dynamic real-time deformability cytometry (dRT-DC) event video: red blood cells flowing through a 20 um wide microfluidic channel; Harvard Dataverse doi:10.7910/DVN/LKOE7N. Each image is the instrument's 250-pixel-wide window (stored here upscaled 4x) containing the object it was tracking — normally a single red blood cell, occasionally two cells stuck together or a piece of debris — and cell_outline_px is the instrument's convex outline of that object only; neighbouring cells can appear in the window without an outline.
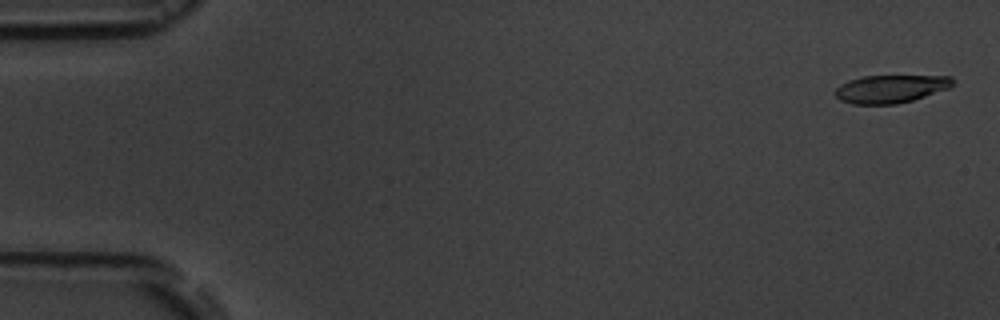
{"species": "common noctule bat (a hibernating species)", "species_latin": "Nyctalus noctula", "temperature_condition": "room temperature", "stored_images_in_passage": 10, "camera_frame_rate_fps": 3000, "um_per_image_px": 0.085, "animal": {"sex": "male", "body_mass_g": 19.5, "forearm_length_mm": 54.6}, "frame": {"image": 1, "passage_image": 1, "time_ms": 0.0, "image_size_px": [1000, 320], "cell_outline_px": [[956, 84], [952, 88], [912, 100], [896, 104], [852, 104], [840, 100], [836, 96], [836, 88], [840, 84], [848, 80], [864, 76], [952, 76]], "centroid_in_image_um": [75.76, 7.55], "position_along_channel_um": 9.2, "area_um2": 19.31}}
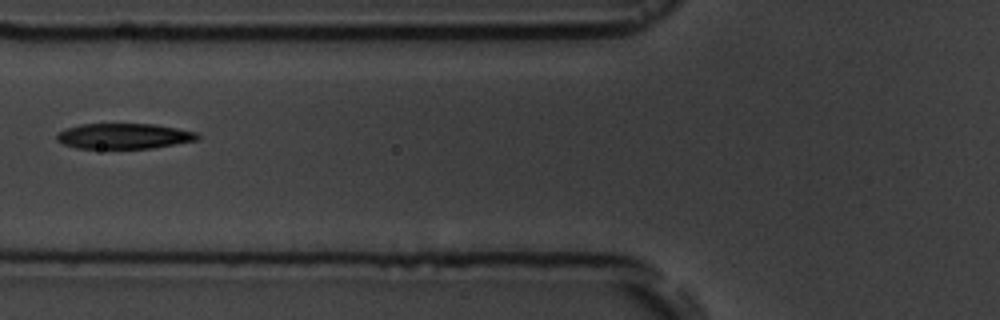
{"frame": {"image": 2, "passage_image": 7, "time_ms": 6.667, "image_size_px": [1000, 320], "cell_outline_px": [[200, 136], [196, 140], [152, 148], [76, 148], [64, 144], [56, 140], [56, 136], [60, 132], [68, 128], [80, 124], [156, 124], [196, 132]], "centroid_in_image_um": [10.53, 11.56], "position_along_channel_um": 115.3, "area_um2": 20.63}}
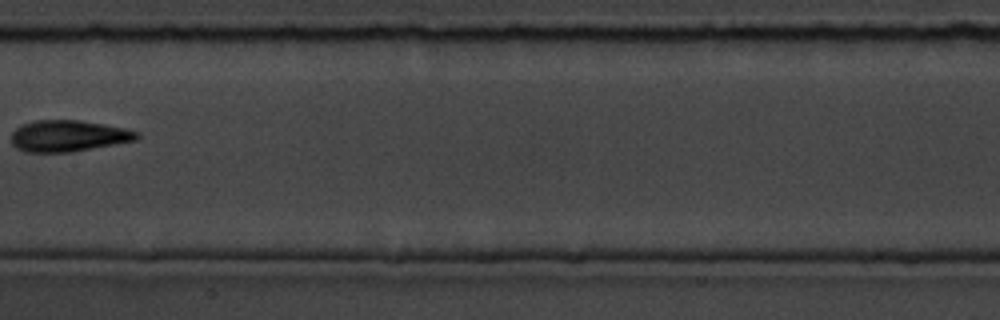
{"frame": {"image": 3, "passage_image": 9, "time_ms": 9.0, "image_size_px": [1000, 320], "cell_outline_px": [[140, 136], [136, 140], [72, 152], [24, 152], [16, 148], [12, 144], [12, 132], [20, 124], [36, 120], [80, 120], [104, 124], [124, 128], [140, 132]], "centroid_in_image_um": [5.79, 11.55], "position_along_channel_um": 201.6, "area_um2": 23.06}}